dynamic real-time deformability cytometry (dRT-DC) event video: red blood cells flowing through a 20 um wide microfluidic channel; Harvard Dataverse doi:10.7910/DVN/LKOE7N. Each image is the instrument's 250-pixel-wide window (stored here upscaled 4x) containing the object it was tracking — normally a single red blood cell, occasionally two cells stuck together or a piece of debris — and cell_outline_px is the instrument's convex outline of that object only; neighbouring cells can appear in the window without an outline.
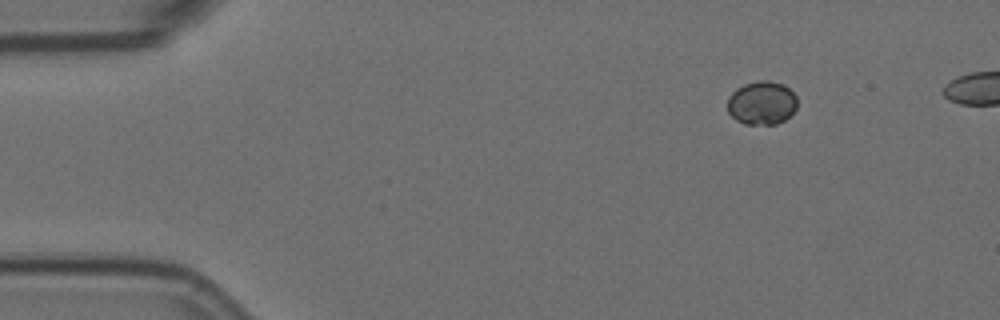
{"species": "Egyptian fruit bat (a non-hibernating species)", "species_latin": "Rousettus aegyptiacus", "temperature_condition": "room temperature", "stored_images_in_passage": 5, "camera_frame_rate_fps": 3000, "um_per_image_px": 0.085, "animal": {"sex": "female"}, "frame": {"image": 1, "passage_image": 1, "time_ms": 0.0, "image_size_px": [1000, 320], "cell_outline_px": [[796, 108], [784, 120], [776, 124], [744, 124], [736, 120], [728, 112], [728, 96], [736, 88], [744, 84], [760, 80], [768, 80], [784, 84], [796, 96]], "centroid_in_image_um": [64.73, 8.74], "position_along_channel_um": 20.3, "area_um2": 17.69}}